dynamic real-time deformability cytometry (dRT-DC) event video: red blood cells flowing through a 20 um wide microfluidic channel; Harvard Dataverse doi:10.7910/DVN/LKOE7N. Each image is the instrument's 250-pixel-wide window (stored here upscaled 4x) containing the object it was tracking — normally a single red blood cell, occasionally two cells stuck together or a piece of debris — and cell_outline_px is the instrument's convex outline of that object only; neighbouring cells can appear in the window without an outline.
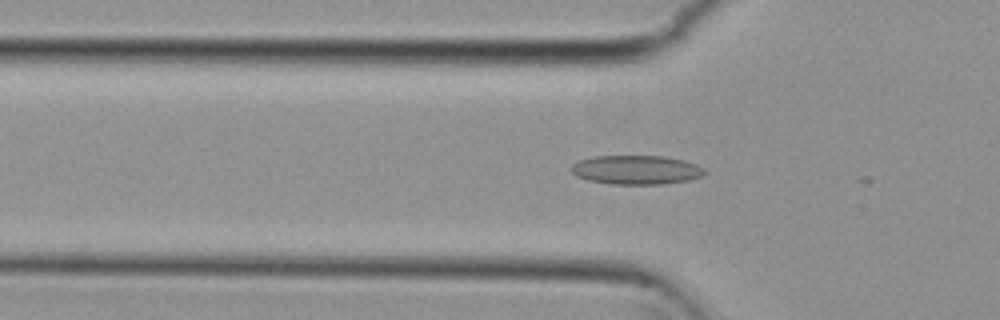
{"species": "common noctule bat (a hibernating species)", "species_latin": "Nyctalus noctula", "temperature_condition": "cold", "stored_images_in_passage": 24, "camera_frame_rate_fps": 3000, "um_per_image_px": 0.085, "animal": {"sex": "female", "body_mass_g": 29.2, "forearm_length_mm": 56.3}, "frame": {"image": 1, "passage_image": 17, "time_ms": 5.333, "image_size_px": [1000, 320], "cell_outline_px": [[704, 176], [688, 180], [660, 184], [612, 184], [588, 180], [576, 176], [572, 172], [572, 164], [580, 160], [592, 156], [664, 156], [684, 160], [696, 164], [704, 168]], "centroid_in_image_um": [54.08, 14.43], "position_along_channel_um": 71.7, "area_um2": 22.54}}
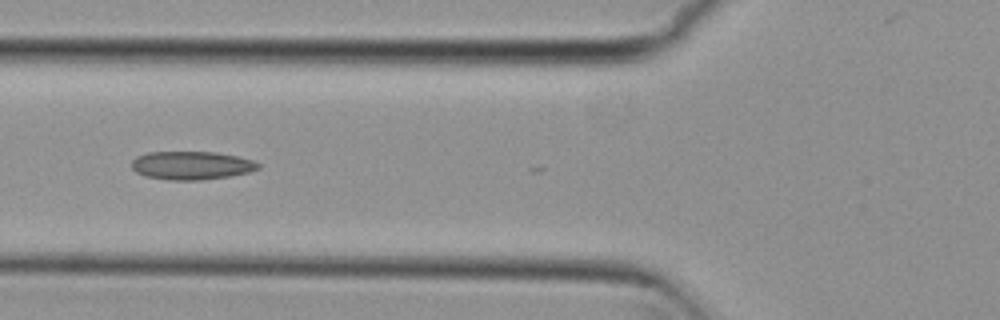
{"frame": {"image": 2, "passage_image": 20, "time_ms": 6.333, "image_size_px": [1000, 320], "cell_outline_px": [[260, 168], [248, 172], [232, 176], [200, 180], [168, 180], [144, 176], [136, 172], [132, 168], [132, 160], [136, 156], [148, 152], [216, 152], [236, 156], [252, 160], [260, 164]], "centroid_in_image_um": [16.26, 14.06], "position_along_channel_um": 109.5, "area_um2": 20.98}}
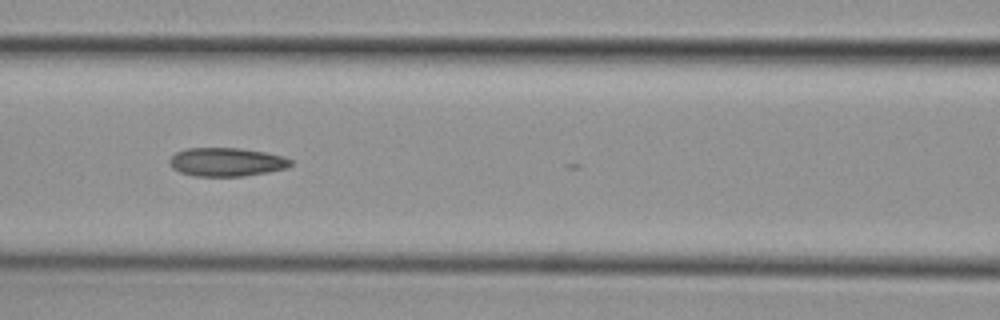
{"frame": {"image": 3, "passage_image": 23, "time_ms": 7.333, "image_size_px": [1000, 320], "cell_outline_px": [[292, 164], [288, 168], [268, 172], [244, 176], [196, 176], [180, 172], [172, 168], [168, 164], [168, 160], [176, 152], [188, 148], [240, 148], [264, 152], [284, 156], [292, 160]], "centroid_in_image_um": [19.26, 13.77], "position_along_channel_um": 147.3, "area_um2": 20.29}}